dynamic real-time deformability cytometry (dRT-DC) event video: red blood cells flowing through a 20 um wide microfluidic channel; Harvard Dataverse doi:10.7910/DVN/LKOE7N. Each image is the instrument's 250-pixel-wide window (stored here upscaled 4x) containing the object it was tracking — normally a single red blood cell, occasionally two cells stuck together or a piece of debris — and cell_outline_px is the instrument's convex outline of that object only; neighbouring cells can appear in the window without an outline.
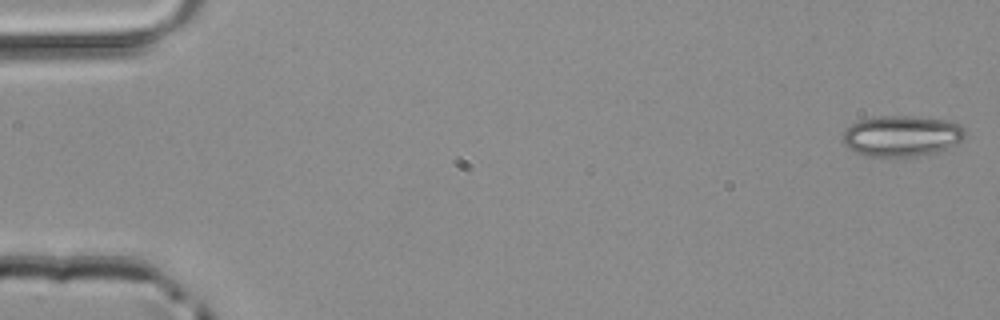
{"species": "common noctule bat (a hibernating species)", "species_latin": "Nyctalus noctula", "temperature_condition": "room temperature", "stored_images_in_passage": 9, "camera_frame_rate_fps": 3000, "um_per_image_px": 0.085, "animal": {"sex": "male", "body_mass_g": 20.4}, "frame": {"image": 1, "passage_image": 1, "time_ms": 0.0, "image_size_px": [1000, 320], "cell_outline_px": [[968, 132], [960, 140], [936, 152], [916, 156], [872, 156], [856, 152], [848, 148], [840, 140], [844, 132], [852, 124], [860, 120], [880, 116], [908, 116], [948, 120], [960, 124]], "centroid_in_image_um": [76.63, 11.54], "position_along_channel_um": 8.4, "area_um2": 28.84}}